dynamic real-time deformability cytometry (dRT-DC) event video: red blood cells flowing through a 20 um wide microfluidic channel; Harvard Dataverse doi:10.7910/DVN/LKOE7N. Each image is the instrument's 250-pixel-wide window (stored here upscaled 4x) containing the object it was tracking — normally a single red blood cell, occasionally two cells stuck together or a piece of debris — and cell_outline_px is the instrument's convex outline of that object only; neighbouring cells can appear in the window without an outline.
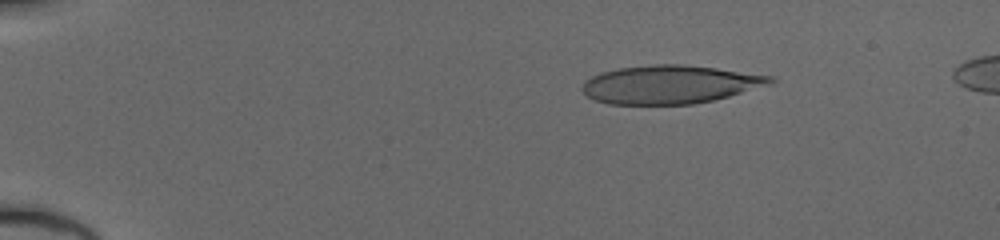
{"species": "human", "species_latin": "Homo sapiens", "temperature_condition": "cold", "stored_images_in_passage": 19, "camera_frame_rate_fps": 3000, "um_per_image_px": 0.085, "donor": {"sex": "male"}, "frame": {"image": 1, "passage_image": 9, "time_ms": 2.667, "image_size_px": [1000, 240], "cell_outline_px": [[776, 84], [712, 100], [692, 104], [608, 104], [596, 100], [588, 96], [580, 88], [584, 80], [600, 72], [620, 68], [652, 64], [684, 64], [716, 68], [772, 76], [776, 80]], "centroid_in_image_um": [56.97, 7.17], "position_along_channel_um": 28.0, "area_um2": 42.19}}